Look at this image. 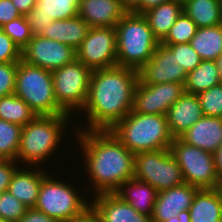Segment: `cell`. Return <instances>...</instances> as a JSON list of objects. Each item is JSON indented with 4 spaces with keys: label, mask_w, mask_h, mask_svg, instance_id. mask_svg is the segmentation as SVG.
Here are the masks:
<instances>
[{
    "label": "cell",
    "mask_w": 222,
    "mask_h": 222,
    "mask_svg": "<svg viewBox=\"0 0 222 222\" xmlns=\"http://www.w3.org/2000/svg\"><path fill=\"white\" fill-rule=\"evenodd\" d=\"M138 70L114 66L92 70L86 103L87 125L84 130H111L133 106ZM84 110V111H83Z\"/></svg>",
    "instance_id": "6da1fadb"
},
{
    "label": "cell",
    "mask_w": 222,
    "mask_h": 222,
    "mask_svg": "<svg viewBox=\"0 0 222 222\" xmlns=\"http://www.w3.org/2000/svg\"><path fill=\"white\" fill-rule=\"evenodd\" d=\"M76 134L96 195L115 193L125 181L134 177L135 154L111 130L82 129Z\"/></svg>",
    "instance_id": "7a4b0ae2"
},
{
    "label": "cell",
    "mask_w": 222,
    "mask_h": 222,
    "mask_svg": "<svg viewBox=\"0 0 222 222\" xmlns=\"http://www.w3.org/2000/svg\"><path fill=\"white\" fill-rule=\"evenodd\" d=\"M111 131L133 154L169 149L174 139L166 115L136 113L132 110Z\"/></svg>",
    "instance_id": "3957f363"
},
{
    "label": "cell",
    "mask_w": 222,
    "mask_h": 222,
    "mask_svg": "<svg viewBox=\"0 0 222 222\" xmlns=\"http://www.w3.org/2000/svg\"><path fill=\"white\" fill-rule=\"evenodd\" d=\"M70 115H40L22 127L17 162L28 167L44 163L60 145ZM20 159V160H19Z\"/></svg>",
    "instance_id": "277c9868"
},
{
    "label": "cell",
    "mask_w": 222,
    "mask_h": 222,
    "mask_svg": "<svg viewBox=\"0 0 222 222\" xmlns=\"http://www.w3.org/2000/svg\"><path fill=\"white\" fill-rule=\"evenodd\" d=\"M117 65L139 70L153 56L159 41L143 14L127 12L116 27Z\"/></svg>",
    "instance_id": "5b68a950"
},
{
    "label": "cell",
    "mask_w": 222,
    "mask_h": 222,
    "mask_svg": "<svg viewBox=\"0 0 222 222\" xmlns=\"http://www.w3.org/2000/svg\"><path fill=\"white\" fill-rule=\"evenodd\" d=\"M14 94L25 101L37 116L68 115L57 103L52 72L22 59L17 64Z\"/></svg>",
    "instance_id": "8992f818"
},
{
    "label": "cell",
    "mask_w": 222,
    "mask_h": 222,
    "mask_svg": "<svg viewBox=\"0 0 222 222\" xmlns=\"http://www.w3.org/2000/svg\"><path fill=\"white\" fill-rule=\"evenodd\" d=\"M76 187L55 180L48 173L43 177L39 190L36 210H39L58 222H67L80 216L91 207V201L83 199ZM79 194V195H78Z\"/></svg>",
    "instance_id": "52a82bcc"
},
{
    "label": "cell",
    "mask_w": 222,
    "mask_h": 222,
    "mask_svg": "<svg viewBox=\"0 0 222 222\" xmlns=\"http://www.w3.org/2000/svg\"><path fill=\"white\" fill-rule=\"evenodd\" d=\"M181 168L184 182L199 189H216L222 184L217 176L212 153L174 138L169 148Z\"/></svg>",
    "instance_id": "ba28073f"
},
{
    "label": "cell",
    "mask_w": 222,
    "mask_h": 222,
    "mask_svg": "<svg viewBox=\"0 0 222 222\" xmlns=\"http://www.w3.org/2000/svg\"><path fill=\"white\" fill-rule=\"evenodd\" d=\"M92 70L75 59L52 71L54 94L59 107L68 115L82 111L88 96Z\"/></svg>",
    "instance_id": "9c48e42d"
},
{
    "label": "cell",
    "mask_w": 222,
    "mask_h": 222,
    "mask_svg": "<svg viewBox=\"0 0 222 222\" xmlns=\"http://www.w3.org/2000/svg\"><path fill=\"white\" fill-rule=\"evenodd\" d=\"M134 177L158 192L184 183L181 168L169 149L135 154Z\"/></svg>",
    "instance_id": "30bf717a"
},
{
    "label": "cell",
    "mask_w": 222,
    "mask_h": 222,
    "mask_svg": "<svg viewBox=\"0 0 222 222\" xmlns=\"http://www.w3.org/2000/svg\"><path fill=\"white\" fill-rule=\"evenodd\" d=\"M115 28L90 27L76 50V59L91 70L117 66Z\"/></svg>",
    "instance_id": "8fae6325"
},
{
    "label": "cell",
    "mask_w": 222,
    "mask_h": 222,
    "mask_svg": "<svg viewBox=\"0 0 222 222\" xmlns=\"http://www.w3.org/2000/svg\"><path fill=\"white\" fill-rule=\"evenodd\" d=\"M185 93L184 84L169 82L144 85L138 81L134 91L132 111L144 114L166 115L171 107Z\"/></svg>",
    "instance_id": "7c38bea8"
},
{
    "label": "cell",
    "mask_w": 222,
    "mask_h": 222,
    "mask_svg": "<svg viewBox=\"0 0 222 222\" xmlns=\"http://www.w3.org/2000/svg\"><path fill=\"white\" fill-rule=\"evenodd\" d=\"M76 59V50L71 46L43 37L33 36L22 50V60L34 66L54 71Z\"/></svg>",
    "instance_id": "4fadbf2b"
},
{
    "label": "cell",
    "mask_w": 222,
    "mask_h": 222,
    "mask_svg": "<svg viewBox=\"0 0 222 222\" xmlns=\"http://www.w3.org/2000/svg\"><path fill=\"white\" fill-rule=\"evenodd\" d=\"M139 81L144 85L176 82L185 84L187 72L175 60V54L159 43L153 56L139 70Z\"/></svg>",
    "instance_id": "5bb4252c"
},
{
    "label": "cell",
    "mask_w": 222,
    "mask_h": 222,
    "mask_svg": "<svg viewBox=\"0 0 222 222\" xmlns=\"http://www.w3.org/2000/svg\"><path fill=\"white\" fill-rule=\"evenodd\" d=\"M199 188L187 183L158 192L153 208L152 222H165L179 212L189 210Z\"/></svg>",
    "instance_id": "9a60e30c"
},
{
    "label": "cell",
    "mask_w": 222,
    "mask_h": 222,
    "mask_svg": "<svg viewBox=\"0 0 222 222\" xmlns=\"http://www.w3.org/2000/svg\"><path fill=\"white\" fill-rule=\"evenodd\" d=\"M91 207L100 222H152L151 217L140 214L115 193L97 194Z\"/></svg>",
    "instance_id": "2e32d148"
},
{
    "label": "cell",
    "mask_w": 222,
    "mask_h": 222,
    "mask_svg": "<svg viewBox=\"0 0 222 222\" xmlns=\"http://www.w3.org/2000/svg\"><path fill=\"white\" fill-rule=\"evenodd\" d=\"M126 13L120 0H79L78 16L90 27L115 28Z\"/></svg>",
    "instance_id": "e0dca14e"
},
{
    "label": "cell",
    "mask_w": 222,
    "mask_h": 222,
    "mask_svg": "<svg viewBox=\"0 0 222 222\" xmlns=\"http://www.w3.org/2000/svg\"><path fill=\"white\" fill-rule=\"evenodd\" d=\"M203 112L197 95L185 92L166 114L169 131L173 138H180L200 118Z\"/></svg>",
    "instance_id": "ac0fdd59"
},
{
    "label": "cell",
    "mask_w": 222,
    "mask_h": 222,
    "mask_svg": "<svg viewBox=\"0 0 222 222\" xmlns=\"http://www.w3.org/2000/svg\"><path fill=\"white\" fill-rule=\"evenodd\" d=\"M180 139L213 154L222 144V118L203 116Z\"/></svg>",
    "instance_id": "d6986e66"
},
{
    "label": "cell",
    "mask_w": 222,
    "mask_h": 222,
    "mask_svg": "<svg viewBox=\"0 0 222 222\" xmlns=\"http://www.w3.org/2000/svg\"><path fill=\"white\" fill-rule=\"evenodd\" d=\"M36 168L37 170L35 168L27 170L18 167L8 187V191L28 208L36 206L41 182L46 175L44 170H38L37 166Z\"/></svg>",
    "instance_id": "ffe728a7"
},
{
    "label": "cell",
    "mask_w": 222,
    "mask_h": 222,
    "mask_svg": "<svg viewBox=\"0 0 222 222\" xmlns=\"http://www.w3.org/2000/svg\"><path fill=\"white\" fill-rule=\"evenodd\" d=\"M115 194L140 214L152 217L158 191L148 183L133 177L125 181Z\"/></svg>",
    "instance_id": "44dd1931"
},
{
    "label": "cell",
    "mask_w": 222,
    "mask_h": 222,
    "mask_svg": "<svg viewBox=\"0 0 222 222\" xmlns=\"http://www.w3.org/2000/svg\"><path fill=\"white\" fill-rule=\"evenodd\" d=\"M89 29L90 26L77 15L69 19L54 20L42 36L77 50Z\"/></svg>",
    "instance_id": "7402d4cb"
},
{
    "label": "cell",
    "mask_w": 222,
    "mask_h": 222,
    "mask_svg": "<svg viewBox=\"0 0 222 222\" xmlns=\"http://www.w3.org/2000/svg\"><path fill=\"white\" fill-rule=\"evenodd\" d=\"M190 222H222V191L199 189L189 208Z\"/></svg>",
    "instance_id": "603a6c76"
},
{
    "label": "cell",
    "mask_w": 222,
    "mask_h": 222,
    "mask_svg": "<svg viewBox=\"0 0 222 222\" xmlns=\"http://www.w3.org/2000/svg\"><path fill=\"white\" fill-rule=\"evenodd\" d=\"M182 12L183 6L170 0L150 8L143 15L148 20L154 37L161 43Z\"/></svg>",
    "instance_id": "cb8c5ba5"
},
{
    "label": "cell",
    "mask_w": 222,
    "mask_h": 222,
    "mask_svg": "<svg viewBox=\"0 0 222 222\" xmlns=\"http://www.w3.org/2000/svg\"><path fill=\"white\" fill-rule=\"evenodd\" d=\"M190 45L201 60L216 61L222 54V24L197 28Z\"/></svg>",
    "instance_id": "d4e9b609"
},
{
    "label": "cell",
    "mask_w": 222,
    "mask_h": 222,
    "mask_svg": "<svg viewBox=\"0 0 222 222\" xmlns=\"http://www.w3.org/2000/svg\"><path fill=\"white\" fill-rule=\"evenodd\" d=\"M183 12L197 28L222 24V11L218 0H189L183 7Z\"/></svg>",
    "instance_id": "484cf974"
},
{
    "label": "cell",
    "mask_w": 222,
    "mask_h": 222,
    "mask_svg": "<svg viewBox=\"0 0 222 222\" xmlns=\"http://www.w3.org/2000/svg\"><path fill=\"white\" fill-rule=\"evenodd\" d=\"M219 83V71L216 61L202 60L194 70L187 73L184 87L185 92L197 95Z\"/></svg>",
    "instance_id": "4316f807"
},
{
    "label": "cell",
    "mask_w": 222,
    "mask_h": 222,
    "mask_svg": "<svg viewBox=\"0 0 222 222\" xmlns=\"http://www.w3.org/2000/svg\"><path fill=\"white\" fill-rule=\"evenodd\" d=\"M36 113L29 105L15 94L0 97V120L25 126L31 122Z\"/></svg>",
    "instance_id": "83f0119b"
},
{
    "label": "cell",
    "mask_w": 222,
    "mask_h": 222,
    "mask_svg": "<svg viewBox=\"0 0 222 222\" xmlns=\"http://www.w3.org/2000/svg\"><path fill=\"white\" fill-rule=\"evenodd\" d=\"M36 13H44L54 20L69 19L78 15L79 0H37Z\"/></svg>",
    "instance_id": "f1b7e54d"
},
{
    "label": "cell",
    "mask_w": 222,
    "mask_h": 222,
    "mask_svg": "<svg viewBox=\"0 0 222 222\" xmlns=\"http://www.w3.org/2000/svg\"><path fill=\"white\" fill-rule=\"evenodd\" d=\"M22 126L0 120V158L16 160Z\"/></svg>",
    "instance_id": "f546056e"
},
{
    "label": "cell",
    "mask_w": 222,
    "mask_h": 222,
    "mask_svg": "<svg viewBox=\"0 0 222 222\" xmlns=\"http://www.w3.org/2000/svg\"><path fill=\"white\" fill-rule=\"evenodd\" d=\"M197 30L196 24L184 12L176 19L166 38L161 42L163 45L190 43Z\"/></svg>",
    "instance_id": "4dcf8cb0"
},
{
    "label": "cell",
    "mask_w": 222,
    "mask_h": 222,
    "mask_svg": "<svg viewBox=\"0 0 222 222\" xmlns=\"http://www.w3.org/2000/svg\"><path fill=\"white\" fill-rule=\"evenodd\" d=\"M204 116L222 118V84L197 94Z\"/></svg>",
    "instance_id": "1f68e13d"
},
{
    "label": "cell",
    "mask_w": 222,
    "mask_h": 222,
    "mask_svg": "<svg viewBox=\"0 0 222 222\" xmlns=\"http://www.w3.org/2000/svg\"><path fill=\"white\" fill-rule=\"evenodd\" d=\"M22 51L33 37L25 15L6 23L0 28Z\"/></svg>",
    "instance_id": "d6a6232c"
},
{
    "label": "cell",
    "mask_w": 222,
    "mask_h": 222,
    "mask_svg": "<svg viewBox=\"0 0 222 222\" xmlns=\"http://www.w3.org/2000/svg\"><path fill=\"white\" fill-rule=\"evenodd\" d=\"M28 207L16 199L9 191L0 195V217L9 222H18Z\"/></svg>",
    "instance_id": "836d02e7"
},
{
    "label": "cell",
    "mask_w": 222,
    "mask_h": 222,
    "mask_svg": "<svg viewBox=\"0 0 222 222\" xmlns=\"http://www.w3.org/2000/svg\"><path fill=\"white\" fill-rule=\"evenodd\" d=\"M165 46H167L173 54H175V60L187 73L194 70L202 61L190 43L171 44Z\"/></svg>",
    "instance_id": "e575fe53"
},
{
    "label": "cell",
    "mask_w": 222,
    "mask_h": 222,
    "mask_svg": "<svg viewBox=\"0 0 222 222\" xmlns=\"http://www.w3.org/2000/svg\"><path fill=\"white\" fill-rule=\"evenodd\" d=\"M18 62L0 63V97L14 94Z\"/></svg>",
    "instance_id": "d590c367"
},
{
    "label": "cell",
    "mask_w": 222,
    "mask_h": 222,
    "mask_svg": "<svg viewBox=\"0 0 222 222\" xmlns=\"http://www.w3.org/2000/svg\"><path fill=\"white\" fill-rule=\"evenodd\" d=\"M22 59V51L0 29V63L19 62Z\"/></svg>",
    "instance_id": "8d00e7d4"
},
{
    "label": "cell",
    "mask_w": 222,
    "mask_h": 222,
    "mask_svg": "<svg viewBox=\"0 0 222 222\" xmlns=\"http://www.w3.org/2000/svg\"><path fill=\"white\" fill-rule=\"evenodd\" d=\"M33 36L42 35L53 22L50 16L36 13L33 9L25 15Z\"/></svg>",
    "instance_id": "74e56055"
},
{
    "label": "cell",
    "mask_w": 222,
    "mask_h": 222,
    "mask_svg": "<svg viewBox=\"0 0 222 222\" xmlns=\"http://www.w3.org/2000/svg\"><path fill=\"white\" fill-rule=\"evenodd\" d=\"M17 163L18 162L13 159L0 158V195L3 192L8 191L12 176L19 167Z\"/></svg>",
    "instance_id": "f35d334b"
},
{
    "label": "cell",
    "mask_w": 222,
    "mask_h": 222,
    "mask_svg": "<svg viewBox=\"0 0 222 222\" xmlns=\"http://www.w3.org/2000/svg\"><path fill=\"white\" fill-rule=\"evenodd\" d=\"M21 16L11 0H0V28Z\"/></svg>",
    "instance_id": "ab89813d"
},
{
    "label": "cell",
    "mask_w": 222,
    "mask_h": 222,
    "mask_svg": "<svg viewBox=\"0 0 222 222\" xmlns=\"http://www.w3.org/2000/svg\"><path fill=\"white\" fill-rule=\"evenodd\" d=\"M18 222H58V221L52 217H49L45 213L36 210L35 208H28L25 215H23Z\"/></svg>",
    "instance_id": "60d3db41"
},
{
    "label": "cell",
    "mask_w": 222,
    "mask_h": 222,
    "mask_svg": "<svg viewBox=\"0 0 222 222\" xmlns=\"http://www.w3.org/2000/svg\"><path fill=\"white\" fill-rule=\"evenodd\" d=\"M21 15H26L37 4V0H11Z\"/></svg>",
    "instance_id": "b9f144b4"
},
{
    "label": "cell",
    "mask_w": 222,
    "mask_h": 222,
    "mask_svg": "<svg viewBox=\"0 0 222 222\" xmlns=\"http://www.w3.org/2000/svg\"><path fill=\"white\" fill-rule=\"evenodd\" d=\"M67 222H100V220L97 213L92 209V207H90L80 216L72 218Z\"/></svg>",
    "instance_id": "7bdbcfd3"
},
{
    "label": "cell",
    "mask_w": 222,
    "mask_h": 222,
    "mask_svg": "<svg viewBox=\"0 0 222 222\" xmlns=\"http://www.w3.org/2000/svg\"><path fill=\"white\" fill-rule=\"evenodd\" d=\"M168 1L170 0H142L141 5L134 11V13L143 14L150 8L159 6L160 4L168 2Z\"/></svg>",
    "instance_id": "ee69618b"
},
{
    "label": "cell",
    "mask_w": 222,
    "mask_h": 222,
    "mask_svg": "<svg viewBox=\"0 0 222 222\" xmlns=\"http://www.w3.org/2000/svg\"><path fill=\"white\" fill-rule=\"evenodd\" d=\"M214 156V163L217 176L222 183V144L219 148L213 153Z\"/></svg>",
    "instance_id": "f6af8a7d"
},
{
    "label": "cell",
    "mask_w": 222,
    "mask_h": 222,
    "mask_svg": "<svg viewBox=\"0 0 222 222\" xmlns=\"http://www.w3.org/2000/svg\"><path fill=\"white\" fill-rule=\"evenodd\" d=\"M121 5L127 12H134L140 5L142 0H120Z\"/></svg>",
    "instance_id": "bcb514c9"
},
{
    "label": "cell",
    "mask_w": 222,
    "mask_h": 222,
    "mask_svg": "<svg viewBox=\"0 0 222 222\" xmlns=\"http://www.w3.org/2000/svg\"><path fill=\"white\" fill-rule=\"evenodd\" d=\"M165 222H190V212L189 210L181 211L176 216L168 219Z\"/></svg>",
    "instance_id": "7dc6e473"
},
{
    "label": "cell",
    "mask_w": 222,
    "mask_h": 222,
    "mask_svg": "<svg viewBox=\"0 0 222 222\" xmlns=\"http://www.w3.org/2000/svg\"><path fill=\"white\" fill-rule=\"evenodd\" d=\"M216 63L219 71V80L220 83L222 84V54L216 59Z\"/></svg>",
    "instance_id": "c3c4849f"
},
{
    "label": "cell",
    "mask_w": 222,
    "mask_h": 222,
    "mask_svg": "<svg viewBox=\"0 0 222 222\" xmlns=\"http://www.w3.org/2000/svg\"><path fill=\"white\" fill-rule=\"evenodd\" d=\"M171 1H174L175 3H178L184 7L189 0H171Z\"/></svg>",
    "instance_id": "681fc988"
},
{
    "label": "cell",
    "mask_w": 222,
    "mask_h": 222,
    "mask_svg": "<svg viewBox=\"0 0 222 222\" xmlns=\"http://www.w3.org/2000/svg\"><path fill=\"white\" fill-rule=\"evenodd\" d=\"M218 3H219V6L221 8V11H222V0H218Z\"/></svg>",
    "instance_id": "f907efd6"
},
{
    "label": "cell",
    "mask_w": 222,
    "mask_h": 222,
    "mask_svg": "<svg viewBox=\"0 0 222 222\" xmlns=\"http://www.w3.org/2000/svg\"><path fill=\"white\" fill-rule=\"evenodd\" d=\"M0 222H9V221H6L0 217Z\"/></svg>",
    "instance_id": "816d5d0a"
}]
</instances>
